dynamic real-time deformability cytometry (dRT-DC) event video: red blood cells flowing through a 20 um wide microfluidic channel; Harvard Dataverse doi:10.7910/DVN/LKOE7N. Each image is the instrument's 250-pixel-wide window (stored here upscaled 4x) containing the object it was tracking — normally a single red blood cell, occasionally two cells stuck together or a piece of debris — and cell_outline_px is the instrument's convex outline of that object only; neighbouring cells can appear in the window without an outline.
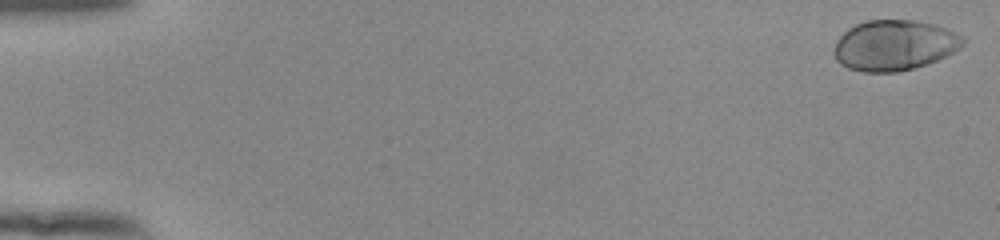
{"species": "human", "species_latin": "Homo sapiens", "temperature_condition": "room temperature", "stored_images_in_passage": 53, "camera_frame_rate_fps": 3000, "um_per_image_px": 0.085, "donor": {"sex": "female"}, "frame": {"image": 1, "passage_image": 1, "time_ms": 0.0, "image_size_px": [1000, 240], "cell_outline_px": [[964, 44], [960, 48], [928, 64], [896, 72], [864, 72], [848, 68], [840, 64], [836, 60], [832, 52], [836, 40], [848, 28], [864, 20], [916, 20], [936, 24], [948, 28], [964, 36]], "centroid_in_image_um": [76.01, 3.83], "position_along_channel_um": 9.0, "area_um2": 38.26}}
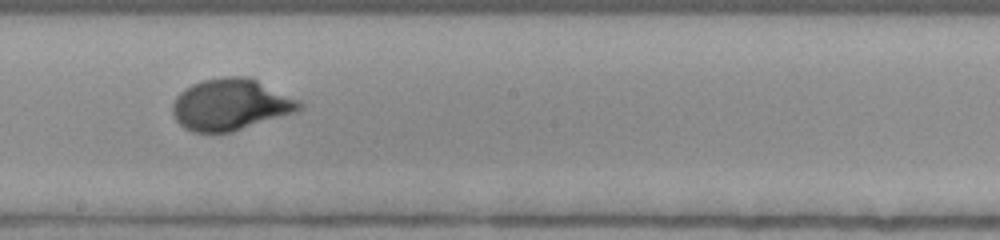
{"frame": {"image": 2, "passage_image": 31, "time_ms": 10.0, "image_size_px": [1000, 240], "cell_outline_px": [[304, 108], [296, 112], [232, 132], [192, 132], [184, 128], [176, 120], [172, 112], [172, 104], [176, 96], [184, 88], [192, 84], [204, 80], [224, 76], [248, 76], [300, 100], [304, 104]], "centroid_in_image_um": [19.61, 8.89], "position_along_channel_um": 228.6, "area_um2": 38.21}}
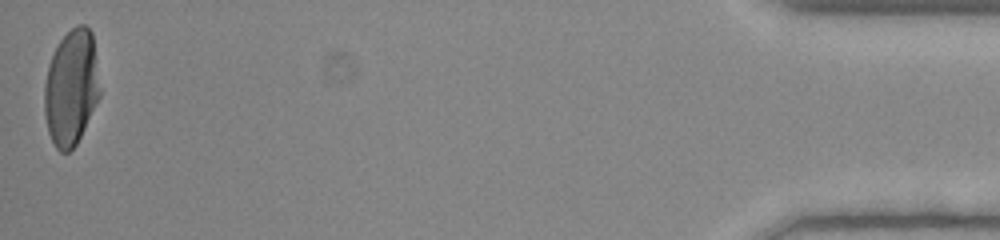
{"frame": {"image": 3, "passage_image": 53, "time_ms": 17.333, "image_size_px": [1000, 240], "cell_outline_px": [[100, 96], [76, 144], [68, 152], [60, 152], [56, 148], [48, 132], [44, 116], [44, 84], [48, 68], [52, 56], [60, 40], [76, 24], [84, 24], [92, 32], [100, 92]], "centroid_in_image_um": [6.04, 7.45], "position_along_channel_um": 429.2, "area_um2": 37.11}, "authors_computed_cell_mechanics": {"area_um2": 36.8186, "velocity_mm_per_s": 3.8922, "shape_relaxation_time_tau1_ms": 3.553, "shape_relaxation_time_tau2_ms": null, "deformation_change_tau1": 0.1979, "deformation_change_tau2": null}}